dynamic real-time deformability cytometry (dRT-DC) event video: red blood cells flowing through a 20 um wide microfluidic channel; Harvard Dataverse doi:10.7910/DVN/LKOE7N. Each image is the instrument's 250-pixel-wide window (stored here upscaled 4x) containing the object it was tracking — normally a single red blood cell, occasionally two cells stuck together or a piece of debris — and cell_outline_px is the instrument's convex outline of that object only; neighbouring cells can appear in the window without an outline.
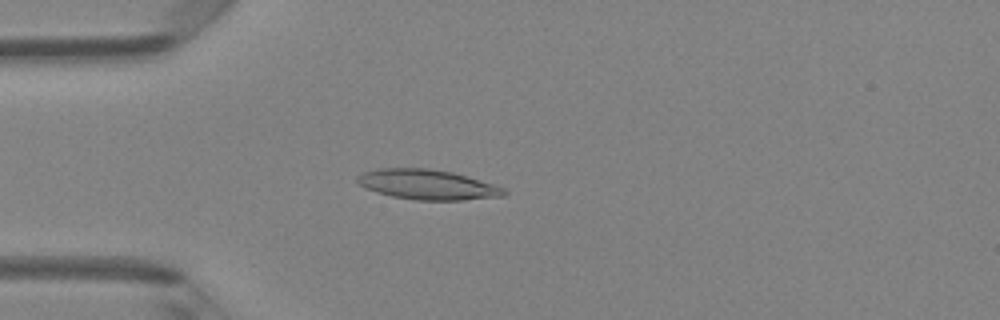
{"species": "Egyptian fruit bat (a non-hibernating species)", "species_latin": "Rousettus aegyptiacus", "temperature_condition": "room temperature", "stored_images_in_passage": 48, "camera_frame_rate_fps": 3000, "um_per_image_px": 0.085, "animal": {"sex": "female"}, "frame": {"image": 1, "passage_image": 13, "time_ms": 4.0, "image_size_px": [1000, 320], "cell_outline_px": [[508, 192], [504, 196], [464, 200], [416, 200], [392, 196], [376, 192], [360, 184], [356, 180], [356, 176], [364, 172], [376, 168], [428, 168], [452, 172], [492, 184], [504, 188]], "centroid_in_image_um": [36.32, 15.69], "position_along_channel_um": 48.7, "area_um2": 25.49}}
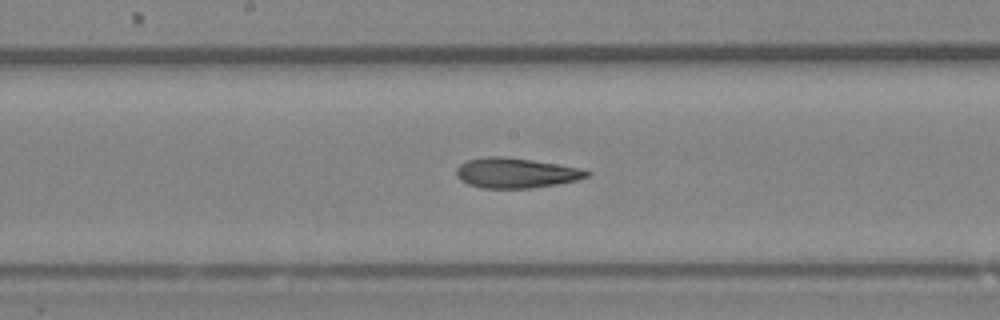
{"frame": {"image": 2, "passage_image": 25, "time_ms": 8.0, "image_size_px": [1000, 320], "cell_outline_px": [[592, 172], [588, 176], [576, 180], [556, 184], [532, 188], [480, 188], [468, 184], [460, 180], [456, 176], [456, 168], [460, 164], [468, 160], [488, 156], [500, 156], [532, 160], [580, 168]], "centroid_in_image_um": [43.82, 14.7], "position_along_channel_um": 204.4, "area_um2": 22.77}}
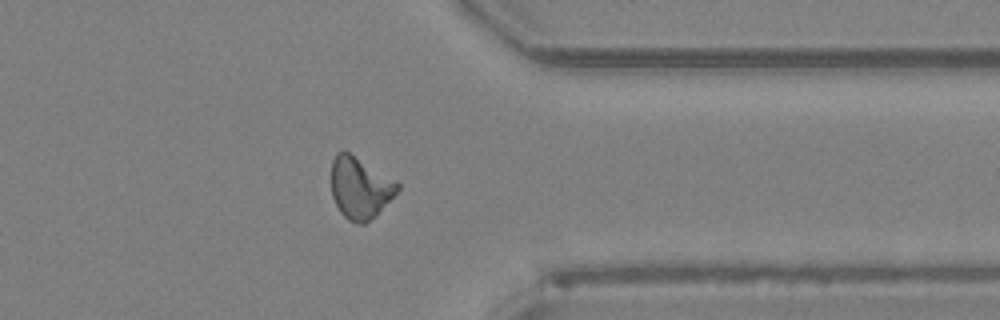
{"frame": {"image": 3, "passage_image": 38, "time_ms": 12.333, "image_size_px": [1000, 320], "cell_outline_px": [[400, 188], [376, 216], [364, 224], [356, 224], [348, 220], [340, 212], [332, 196], [332, 160], [336, 152], [348, 152], [400, 184]], "centroid_in_image_um": [30.58, 16.0], "position_along_channel_um": 380.8, "area_um2": 23.35}, "authors_computed_cell_mechanics": {"area_um2": 23.3512, "velocity_mm_per_s": 4.2373, "shape_relaxation_time_tau1_ms": null, "shape_relaxation_time_tau2_ms": 3.7165, "deformation_change_tau1": null, "deformation_change_tau2": 0.1292}}